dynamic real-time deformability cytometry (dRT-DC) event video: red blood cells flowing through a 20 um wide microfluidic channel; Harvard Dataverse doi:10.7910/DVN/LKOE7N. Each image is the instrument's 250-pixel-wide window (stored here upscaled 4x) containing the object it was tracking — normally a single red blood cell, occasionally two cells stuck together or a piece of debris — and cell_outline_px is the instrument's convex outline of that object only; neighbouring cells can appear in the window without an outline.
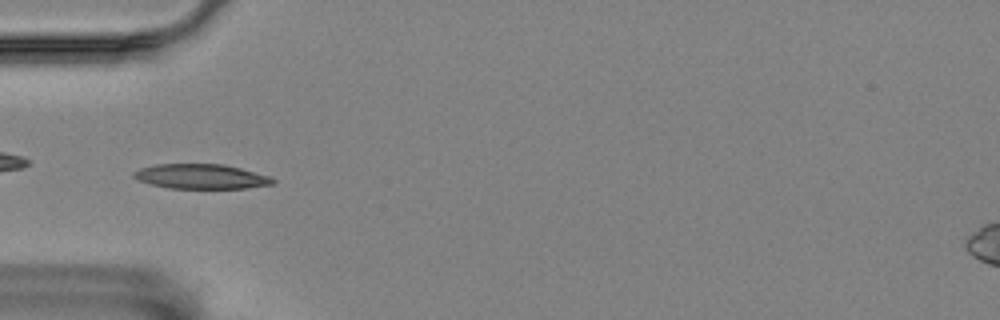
{"species": "Egyptian fruit bat (a non-hibernating species)", "species_latin": "Rousettus aegyptiacus", "temperature_condition": "room temperature", "stored_images_in_passage": 41, "camera_frame_rate_fps": 3000, "um_per_image_px": 0.085, "animal": {"sex": "female"}, "frame": {"image": 1, "passage_image": 2, "time_ms": 0.333, "image_size_px": [1000, 320], "cell_outline_px": [[276, 184], [244, 188], [168, 188], [148, 184], [136, 180], [132, 176], [132, 172], [140, 168], [156, 164], [224, 164], [240, 168], [268, 176], [276, 180]], "centroid_in_image_um": [17.04, 15.0], "position_along_channel_um": 68.0, "area_um2": 20.17}}
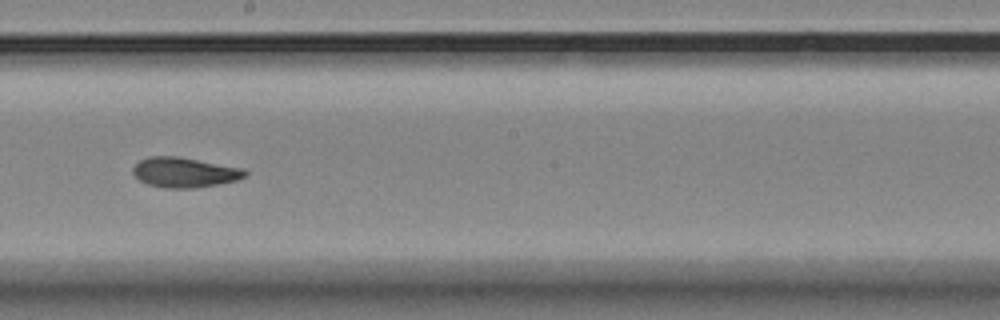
{"frame": {"image": 2, "passage_image": 16, "time_ms": 5.0, "image_size_px": [1000, 320], "cell_outline_px": [[248, 176], [236, 180], [220, 184], [192, 188], [164, 188], [148, 184], [140, 180], [132, 172], [132, 168], [140, 160], [148, 156], [176, 156], [244, 168], [248, 172]], "centroid_in_image_um": [15.71, 14.65], "position_along_channel_um": 232.5, "area_um2": 19.65}}
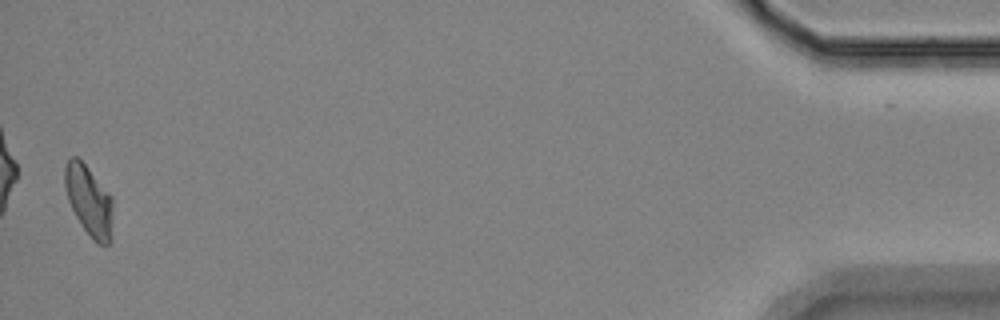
{"frame": {"image": 3, "passage_image": 40, "time_ms": 13.0, "image_size_px": [1000, 320], "cell_outline_px": [[112, 240], [108, 244], [96, 244], [92, 240], [76, 216], [68, 200], [64, 188], [64, 164], [72, 156], [76, 156], [84, 164], [112, 196]], "centroid_in_image_um": [7.56, 17.07], "position_along_channel_um": 427.6, "area_um2": 19.71}, "authors_computed_cell_mechanics": {"area_um2": 19.363, "velocity_mm_per_s": 3.5083, "shape_relaxation_time_tau1_ms": 7.1054, "shape_relaxation_time_tau2_ms": 1.513, "deformation_change_tau1": 0.185, "deformation_change_tau2": 0.0746}}